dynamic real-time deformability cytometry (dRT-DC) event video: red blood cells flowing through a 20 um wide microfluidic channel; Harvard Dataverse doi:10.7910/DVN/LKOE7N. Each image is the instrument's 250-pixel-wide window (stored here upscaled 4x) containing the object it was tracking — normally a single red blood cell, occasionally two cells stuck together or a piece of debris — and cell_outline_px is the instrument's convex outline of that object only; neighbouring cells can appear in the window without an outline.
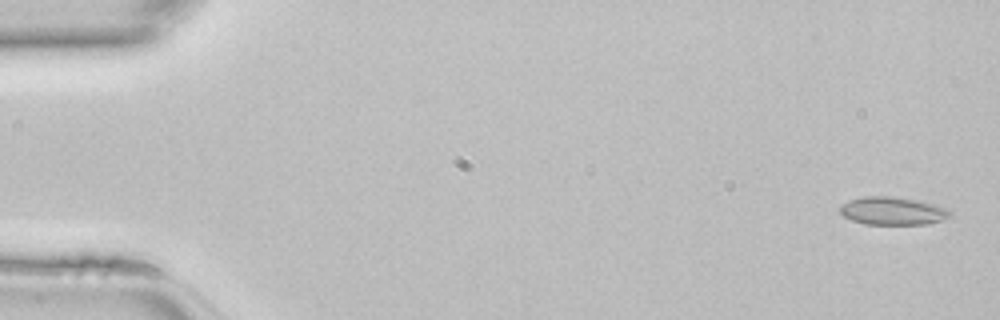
{"species": "common noctule bat (a hibernating species)", "species_latin": "Nyctalus noctula", "temperature_condition": "room temperature", "stored_images_in_passage": 46, "camera_frame_rate_fps": 3000, "um_per_image_px": 0.085, "animal": {"sex": "female", "body_mass_g": 22.7, "forearm_length_mm": 54.2}, "frame": {"image": 1, "passage_image": 2, "time_ms": 0.333, "image_size_px": [1000, 320], "cell_outline_px": [[952, 216], [940, 220], [924, 224], [864, 224], [852, 220], [844, 216], [840, 212], [840, 208], [848, 200], [864, 196], [892, 196], [916, 200], [936, 204], [952, 212]], "centroid_in_image_um": [75.87, 17.92], "position_along_channel_um": 9.1, "area_um2": 17.8}}
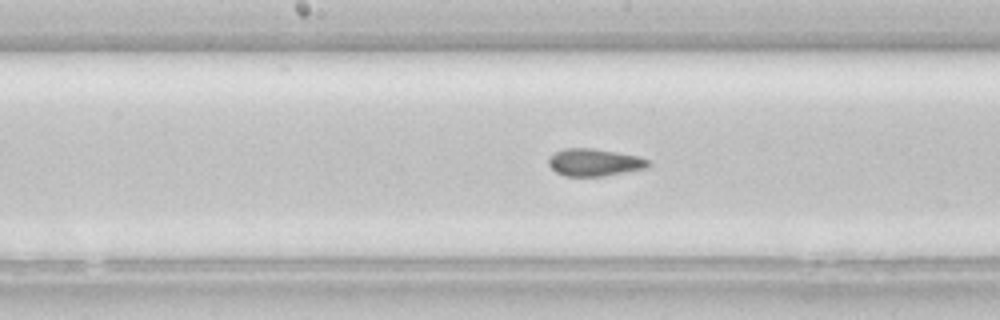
{"frame": {"image": 2, "passage_image": 24, "time_ms": 7.667, "image_size_px": [1000, 320], "cell_outline_px": [[652, 164], [648, 168], [604, 176], [564, 176], [556, 172], [548, 164], [548, 156], [564, 148], [592, 148], [640, 156], [648, 160]], "centroid_in_image_um": [50.54, 13.8], "position_along_channel_um": 197.7, "area_um2": 16.07}}
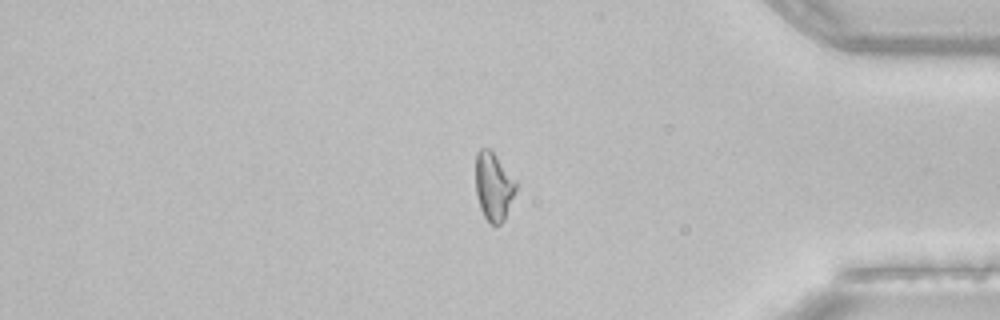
{"frame": {"image": 3, "passage_image": 39, "time_ms": 12.667, "image_size_px": [1000, 320], "cell_outline_px": [[516, 188], [504, 220], [500, 224], [492, 224], [484, 216], [480, 208], [476, 196], [476, 152], [480, 148], [492, 148], [516, 180]], "centroid_in_image_um": [41.94, 15.78], "position_along_channel_um": 393.3, "area_um2": 16.13}}